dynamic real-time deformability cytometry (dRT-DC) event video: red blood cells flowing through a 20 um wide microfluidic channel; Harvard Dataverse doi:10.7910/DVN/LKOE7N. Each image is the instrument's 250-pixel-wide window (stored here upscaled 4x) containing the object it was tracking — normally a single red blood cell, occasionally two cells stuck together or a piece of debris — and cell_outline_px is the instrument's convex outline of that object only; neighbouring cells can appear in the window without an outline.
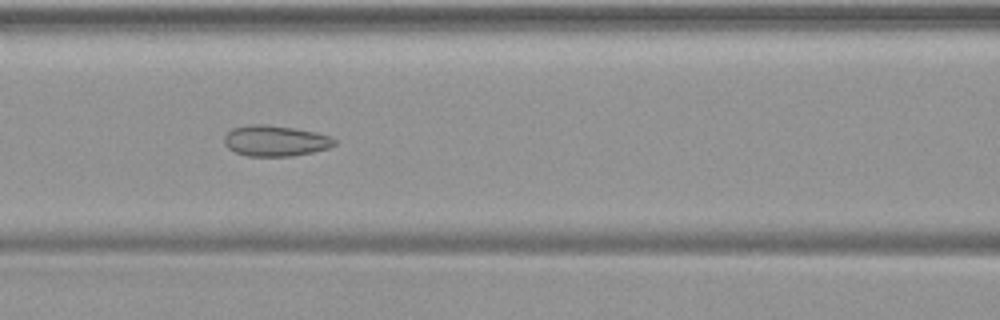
{"species": "common noctule bat (a hibernating species)", "species_latin": "Nyctalus noctula", "temperature_condition": "warm", "stored_images_in_passage": 38, "camera_frame_rate_fps": 3000, "um_per_image_px": 0.085, "animal": {"sex": "female", "body_mass_g": 19.9}, "frame": {"image": 1, "passage_image": 10, "time_ms": 3.0, "image_size_px": [1000, 320], "cell_outline_px": [[336, 144], [328, 148], [312, 152], [292, 156], [248, 156], [236, 152], [228, 148], [224, 144], [224, 136], [232, 128], [248, 124], [264, 124], [296, 128], [316, 132], [332, 136], [336, 140]], "centroid_in_image_um": [23.41, 11.96], "position_along_channel_um": 143.2, "area_um2": 19.94}}
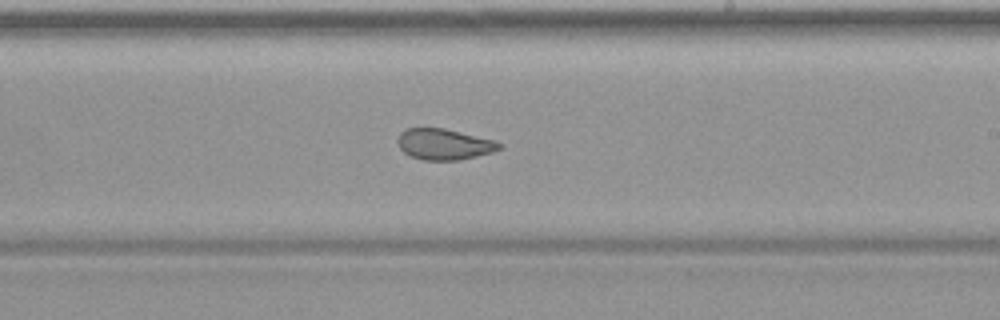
{"frame": {"image": 2, "passage_image": 18, "time_ms": 5.667, "image_size_px": [1000, 320], "cell_outline_px": [[504, 144], [500, 148], [492, 152], [460, 160], [424, 160], [412, 156], [404, 152], [400, 148], [396, 140], [400, 132], [404, 128], [444, 128], [496, 140]], "centroid_in_image_um": [37.75, 12.25], "position_along_channel_um": 251.3, "area_um2": 18.44}}
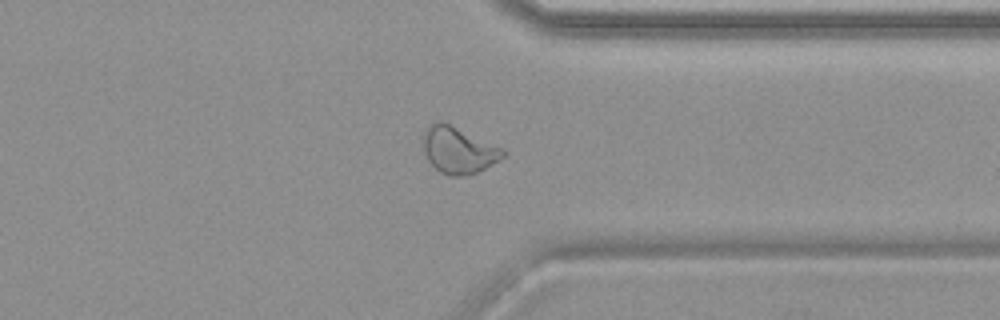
{"frame": {"image": 3, "passage_image": 27, "time_ms": 8.667, "image_size_px": [1000, 320], "cell_outline_px": [[504, 156], [500, 160], [476, 172], [460, 176], [448, 176], [440, 172], [428, 160], [424, 152], [424, 132], [428, 124], [436, 120], [440, 120], [504, 148]], "centroid_in_image_um": [38.95, 12.74], "position_along_channel_um": 372.4, "area_um2": 21.5}}